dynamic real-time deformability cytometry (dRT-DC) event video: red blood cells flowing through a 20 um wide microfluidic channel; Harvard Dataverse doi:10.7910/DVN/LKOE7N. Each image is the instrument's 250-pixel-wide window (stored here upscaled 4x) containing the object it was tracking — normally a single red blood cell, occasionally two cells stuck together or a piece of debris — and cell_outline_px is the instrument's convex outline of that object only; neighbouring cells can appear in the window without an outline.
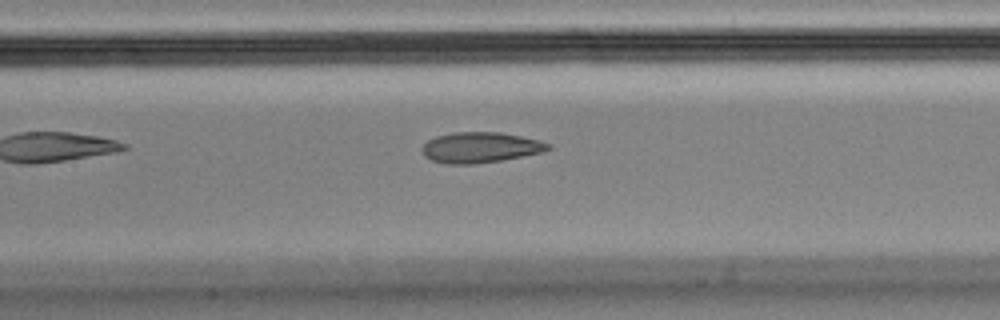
{"species": "Egyptian fruit bat (a non-hibernating species)", "species_latin": "Rousettus aegyptiacus", "temperature_condition": "cold", "stored_images_in_passage": 9, "camera_frame_rate_fps": 3000, "um_per_image_px": 0.085, "animal": {"sex": "male"}, "frame": {"image": 1, "passage_image": 8, "time_ms": 2.333, "image_size_px": [1000, 320], "cell_outline_px": [[552, 148], [544, 152], [500, 160], [472, 164], [448, 164], [432, 160], [424, 156], [420, 148], [428, 140], [436, 136], [452, 132], [500, 132], [540, 140], [552, 144]], "centroid_in_image_um": [40.83, 12.53], "position_along_channel_um": 166.6, "area_um2": 22.54}}
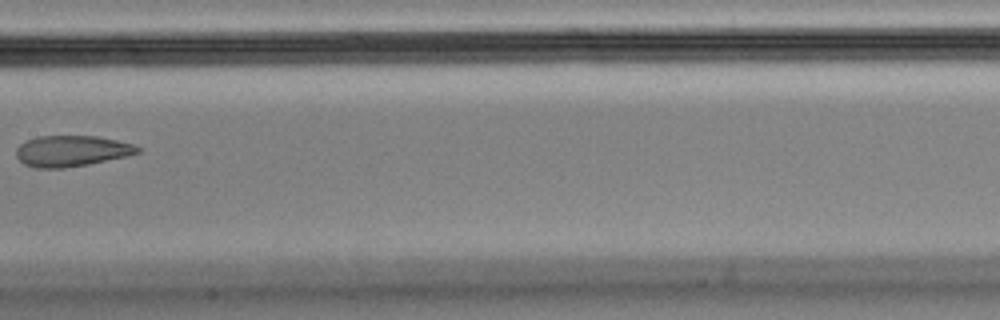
{"frame": {"image": 2, "passage_image": 9, "time_ms": 2.667, "image_size_px": [1000, 320], "cell_outline_px": [[140, 152], [128, 156], [88, 164], [64, 168], [32, 168], [24, 164], [16, 156], [16, 148], [20, 144], [28, 140], [40, 136], [96, 136], [136, 144], [140, 148]], "centroid_in_image_um": [6.1, 12.84], "position_along_channel_um": 201.3, "area_um2": 21.96}}